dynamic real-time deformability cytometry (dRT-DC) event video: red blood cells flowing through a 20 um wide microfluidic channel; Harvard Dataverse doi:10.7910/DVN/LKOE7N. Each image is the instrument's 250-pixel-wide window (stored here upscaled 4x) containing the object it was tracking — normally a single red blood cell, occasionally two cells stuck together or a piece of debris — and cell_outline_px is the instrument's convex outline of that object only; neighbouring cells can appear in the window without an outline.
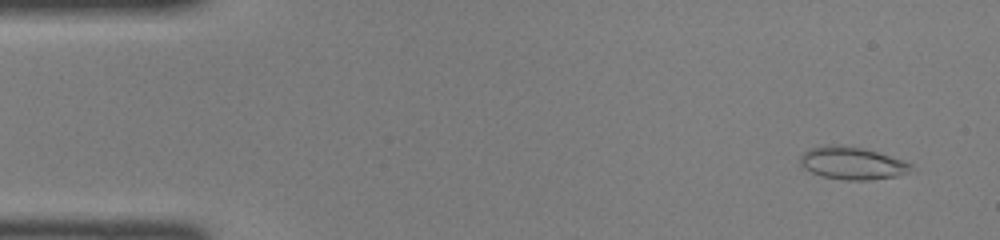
{"species": "common noctule bat (a hibernating species)", "species_latin": "Nyctalus noctula", "temperature_condition": "room temperature", "stored_images_in_passage": 46, "camera_frame_rate_fps": 3000, "um_per_image_px": 0.085, "animal": {"sex": "female", "body_mass_g": 22.0, "forearm_length_mm": 56.7}, "frame": {"image": 1, "passage_image": 3, "time_ms": 0.667, "image_size_px": [1000, 240], "cell_outline_px": [[912, 164], [908, 172], [896, 176], [868, 180], [844, 180], [820, 176], [804, 168], [800, 164], [800, 156], [808, 148], [824, 144], [840, 144], [864, 148]], "centroid_in_image_um": [72.34, 13.85], "position_along_channel_um": 12.7, "area_um2": 20.98}}
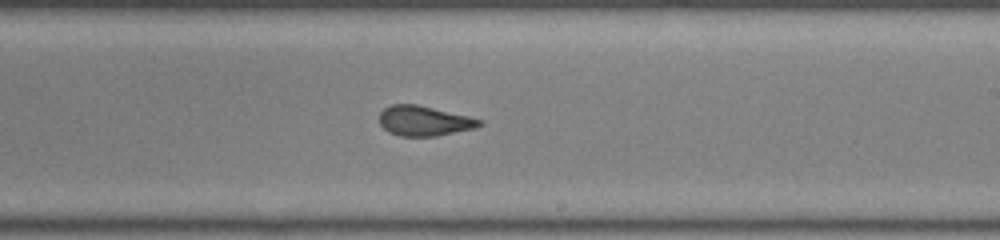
{"frame": {"image": 2, "passage_image": 27, "time_ms": 8.667, "image_size_px": [1000, 240], "cell_outline_px": [[484, 124], [476, 128], [436, 136], [400, 136], [388, 132], [380, 124], [380, 112], [384, 108], [392, 104], [416, 104], [468, 116], [484, 120]], "centroid_in_image_um": [36.07, 10.28], "position_along_channel_um": 252.9, "area_um2": 17.51}}
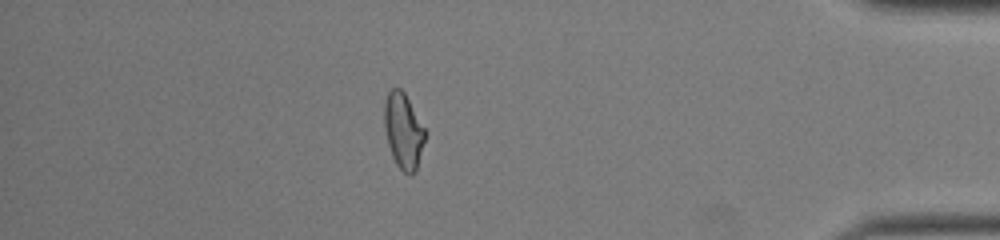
{"frame": {"image": 3, "passage_image": 40, "time_ms": 13.0, "image_size_px": [1000, 240], "cell_outline_px": [[428, 132], [416, 172], [412, 176], [408, 176], [396, 164], [392, 156], [388, 144], [384, 128], [384, 104], [388, 92], [392, 88], [400, 88], [404, 92]], "centroid_in_image_um": [34.32, 11.16], "position_along_channel_um": 400.9, "area_um2": 18.38}}